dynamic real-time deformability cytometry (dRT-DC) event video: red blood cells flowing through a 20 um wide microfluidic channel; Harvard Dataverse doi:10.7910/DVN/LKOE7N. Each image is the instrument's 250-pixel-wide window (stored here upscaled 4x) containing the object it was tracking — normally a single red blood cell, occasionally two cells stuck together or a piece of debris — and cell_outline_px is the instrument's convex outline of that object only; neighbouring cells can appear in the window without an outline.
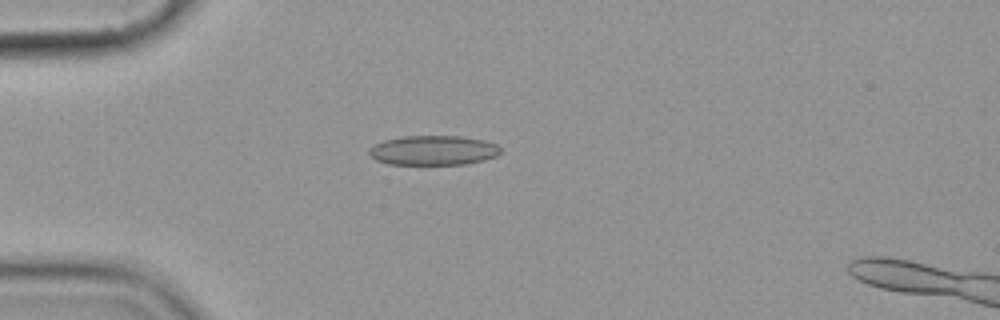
{"species": "common noctule bat (a hibernating species)", "species_latin": "Nyctalus noctula", "temperature_condition": "cold", "stored_images_in_passage": 10, "camera_frame_rate_fps": 3000, "um_per_image_px": 0.085, "animal": {"sex": "female", "body_mass_g": 19.9}, "frame": {"image": 1, "passage_image": 4, "time_ms": 3.667, "image_size_px": [1000, 320], "cell_outline_px": [[500, 152], [496, 156], [484, 160], [464, 164], [388, 164], [376, 160], [368, 152], [368, 148], [384, 140], [404, 136], [460, 136], [484, 140], [496, 144], [500, 148]], "centroid_in_image_um": [36.82, 12.78], "position_along_channel_um": 48.2, "area_um2": 22.6}}
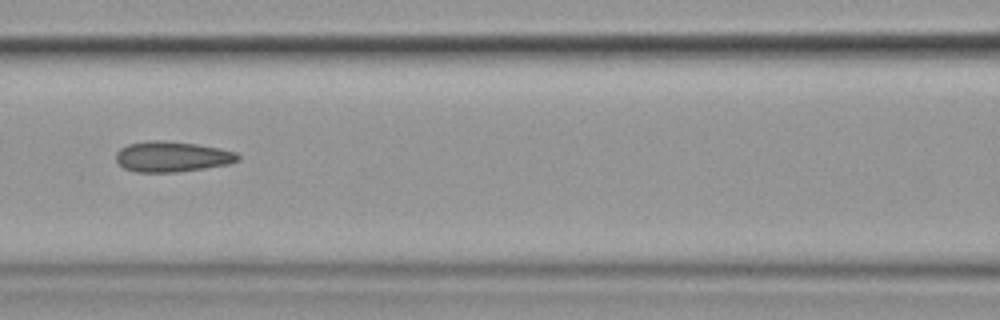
{"frame": {"image": 2, "passage_image": 7, "time_ms": 7.0, "image_size_px": [1000, 320], "cell_outline_px": [[240, 160], [228, 164], [204, 168], [176, 172], [136, 172], [124, 168], [116, 160], [116, 152], [120, 148], [128, 144], [156, 140], [160, 140], [196, 144], [220, 148], [236, 152], [240, 156]], "centroid_in_image_um": [14.63, 13.32], "position_along_channel_um": 152.0, "area_um2": 21.56}}
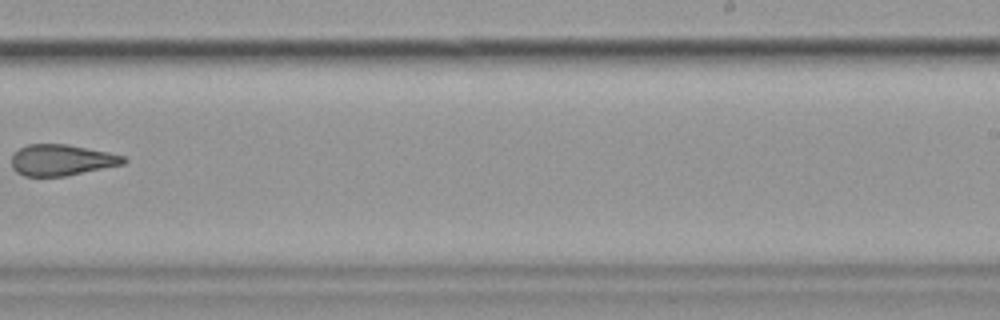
{"frame": {"image": 3, "passage_image": 10, "time_ms": 10.667, "image_size_px": [1000, 320], "cell_outline_px": [[128, 160], [124, 164], [64, 176], [24, 176], [16, 172], [12, 164], [12, 156], [20, 148], [28, 144], [68, 144], [108, 152], [124, 156]], "centroid_in_image_um": [5.25, 13.6], "position_along_channel_um": 283.8, "area_um2": 20.17}}